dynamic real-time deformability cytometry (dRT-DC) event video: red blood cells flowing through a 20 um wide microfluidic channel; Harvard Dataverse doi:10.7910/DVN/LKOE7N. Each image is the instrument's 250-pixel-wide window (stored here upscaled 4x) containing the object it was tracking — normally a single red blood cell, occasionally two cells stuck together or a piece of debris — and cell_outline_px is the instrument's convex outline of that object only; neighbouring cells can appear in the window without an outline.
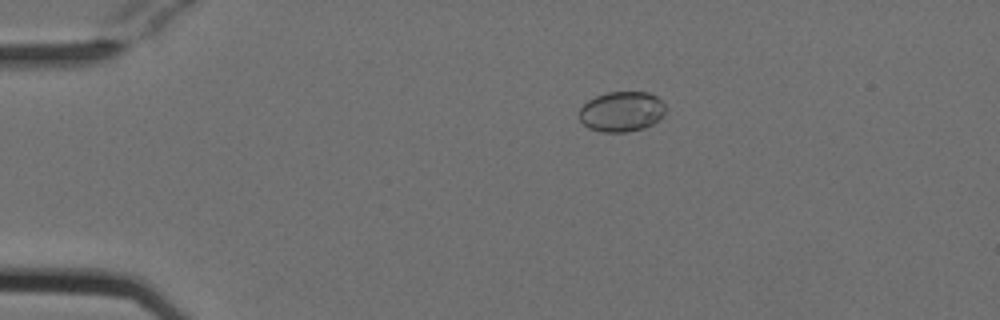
{"species": "Egyptian fruit bat (a non-hibernating species)", "species_latin": "Rousettus aegyptiacus", "temperature_condition": "cold", "stored_images_in_passage": 46, "camera_frame_rate_fps": 3000, "um_per_image_px": 0.085, "animal": {"sex": "female"}, "frame": {"image": 1, "passage_image": 3, "time_ms": 0.667, "image_size_px": [1000, 320], "cell_outline_px": [[664, 112], [652, 124], [644, 128], [628, 132], [604, 132], [588, 128], [580, 120], [580, 108], [588, 100], [596, 96], [608, 92], [648, 92], [656, 96], [664, 104]], "centroid_in_image_um": [52.81, 9.48], "position_along_channel_um": 32.2, "area_um2": 20.0}}
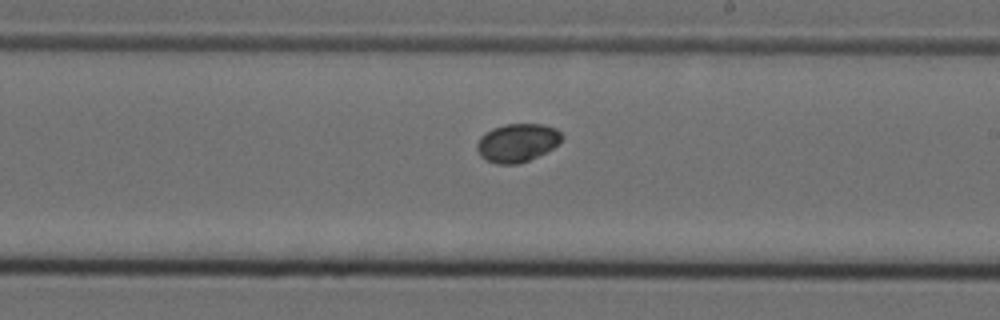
{"frame": {"image": 2, "passage_image": 24, "time_ms": 7.667, "image_size_px": [1000, 320], "cell_outline_px": [[564, 136], [552, 148], [528, 160], [516, 164], [496, 164], [480, 156], [476, 148], [476, 144], [480, 136], [484, 132], [492, 128], [504, 124], [544, 124], [556, 128]], "centroid_in_image_um": [43.93, 12.11], "position_along_channel_um": 245.1, "area_um2": 18.9}}
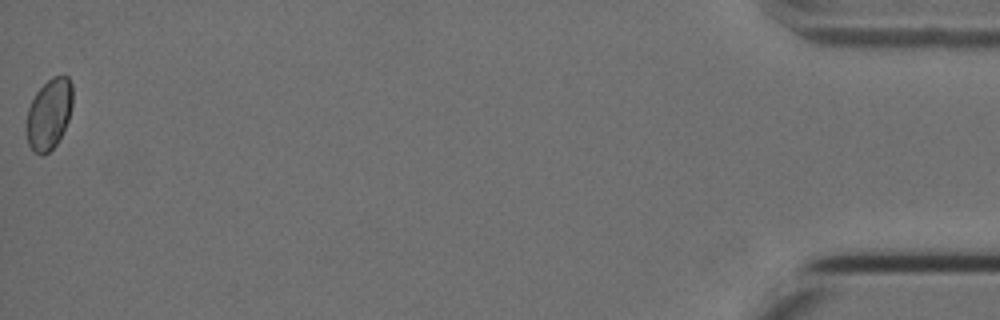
{"frame": {"image": 3, "passage_image": 46, "time_ms": 15.0, "image_size_px": [1000, 320], "cell_outline_px": [[72, 104], [68, 120], [56, 144], [44, 156], [40, 156], [28, 144], [24, 128], [28, 108], [36, 92], [52, 76], [68, 76], [72, 84]], "centroid_in_image_um": [4.14, 9.7], "position_along_channel_um": 431.1, "area_um2": 19.13}}